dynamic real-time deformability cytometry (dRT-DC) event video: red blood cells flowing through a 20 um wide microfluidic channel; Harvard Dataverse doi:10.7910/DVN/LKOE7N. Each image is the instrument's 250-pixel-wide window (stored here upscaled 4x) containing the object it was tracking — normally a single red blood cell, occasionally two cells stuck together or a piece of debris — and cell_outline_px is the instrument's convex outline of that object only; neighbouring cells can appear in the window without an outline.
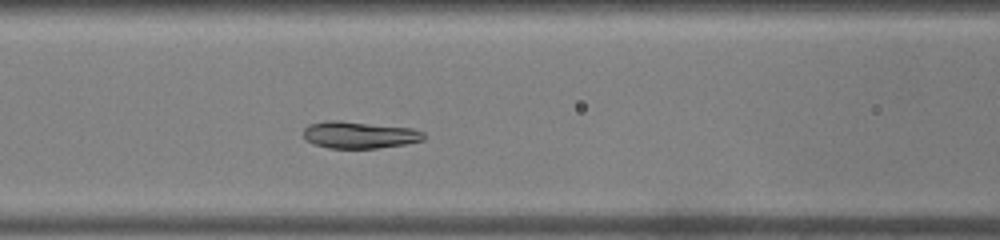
{"species": "common noctule bat (a hibernating species)", "species_latin": "Nyctalus noctula", "temperature_condition": "warm", "stored_images_in_passage": 40, "camera_frame_rate_fps": 3000, "um_per_image_px": 0.085, "animal": {"sex": "male", "body_mass_g": 19.0, "forearm_length_mm": 50.8}, "frame": {"image": 1, "passage_image": 12, "time_ms": 3.667, "image_size_px": [1000, 240], "cell_outline_px": [[424, 140], [404, 144], [376, 148], [328, 148], [316, 144], [308, 140], [304, 136], [304, 128], [308, 124], [328, 120], [340, 120], [412, 128], [424, 132]], "centroid_in_image_um": [30.55, 11.45], "position_along_channel_um": 136.1, "area_um2": 18.79}}
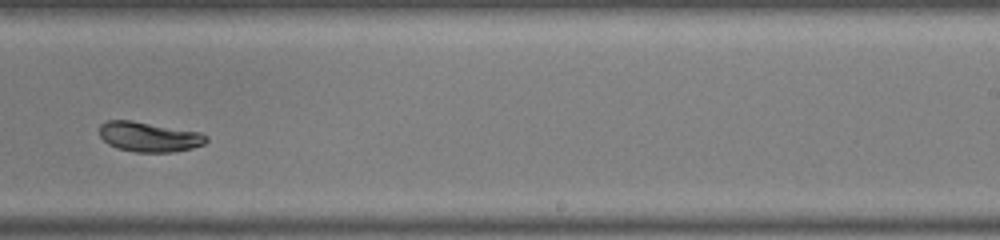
{"frame": {"image": 2, "passage_image": 22, "time_ms": 7.0, "image_size_px": [1000, 240], "cell_outline_px": [[208, 140], [204, 144], [192, 148], [176, 152], [136, 152], [116, 148], [108, 144], [100, 136], [100, 124], [108, 120], [132, 120], [200, 132], [208, 136]], "centroid_in_image_um": [12.68, 11.63], "position_along_channel_um": 276.3, "area_um2": 18.73}}
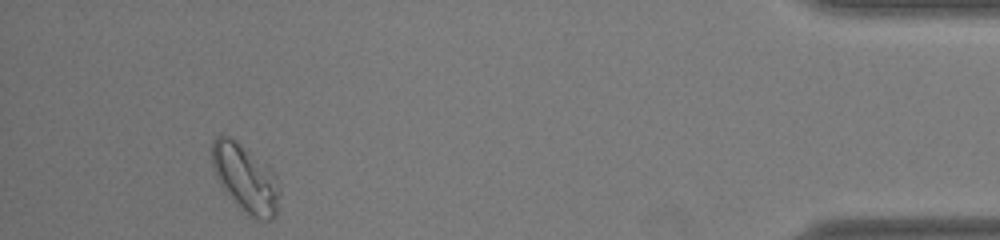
{"frame": {"image": 3, "passage_image": 36, "time_ms": 11.667, "image_size_px": [1000, 240], "cell_outline_px": [[280, 196], [276, 216], [268, 220], [264, 220], [248, 216], [224, 192], [212, 168], [212, 140], [216, 136], [228, 136], [236, 140], [268, 164], [272, 168], [276, 176]], "centroid_in_image_um": [20.87, 15.15], "position_along_channel_um": 414.3, "area_um2": 27.05}, "authors_computed_cell_mechanics": {"area_um2": 20.0566, "velocity_mm_per_s": 4.2191, "shape_relaxation_time_tau1_ms": 3.0834, "shape_relaxation_time_tau2_ms": null, "deformation_change_tau1": 0.1343, "deformation_change_tau2": null}}